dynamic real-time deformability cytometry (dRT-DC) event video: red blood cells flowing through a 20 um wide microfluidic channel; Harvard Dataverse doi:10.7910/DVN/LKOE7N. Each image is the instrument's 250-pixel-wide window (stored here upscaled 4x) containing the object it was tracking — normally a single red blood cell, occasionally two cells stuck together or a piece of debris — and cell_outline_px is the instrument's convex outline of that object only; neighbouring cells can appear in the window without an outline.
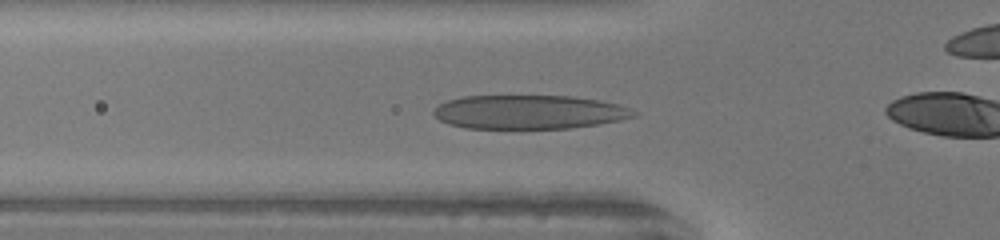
{"species": "human", "species_latin": "Homo sapiens", "temperature_condition": "warm", "stored_images_in_passage": 50, "camera_frame_rate_fps": 3000, "um_per_image_px": 0.085, "donor": {"sex": "female"}, "frame": {"image": 1, "passage_image": 16, "time_ms": 5.0, "image_size_px": [1000, 240], "cell_outline_px": [[636, 116], [620, 120], [596, 124], [568, 128], [468, 128], [448, 124], [440, 120], [432, 112], [440, 104], [448, 100], [464, 96], [572, 96], [600, 100], [616, 104], [628, 108], [636, 112]], "centroid_in_image_um": [44.96, 9.52], "position_along_channel_um": 80.8, "area_um2": 39.19}}
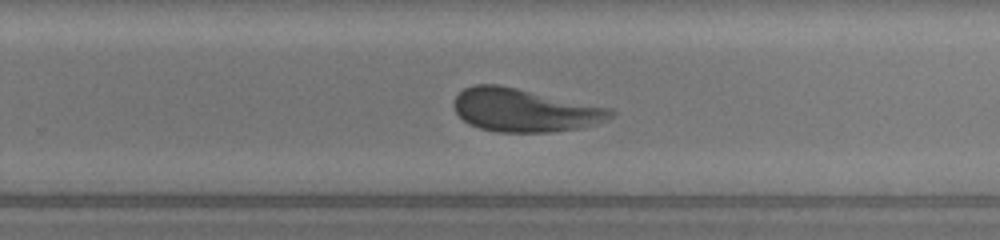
{"frame": {"image": 2, "passage_image": 31, "time_ms": 10.0, "image_size_px": [1000, 240], "cell_outline_px": [[616, 112], [608, 120], [584, 128], [548, 132], [500, 132], [480, 128], [468, 124], [456, 112], [452, 104], [456, 96], [464, 88], [476, 84], [496, 84], [516, 88], [612, 108]], "centroid_in_image_um": [44.61, 9.37], "position_along_channel_um": 285.2, "area_um2": 39.48}}
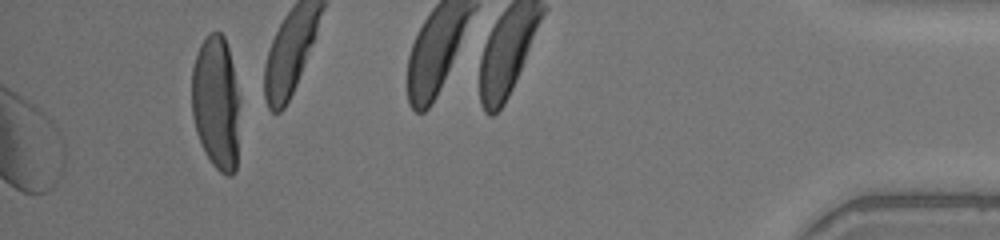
{"frame": {"image": 3, "passage_image": 50, "time_ms": 16.333, "image_size_px": [1000, 240], "cell_outline_px": [[240, 104], [236, 172], [232, 176], [228, 176], [220, 172], [212, 164], [204, 152], [200, 144], [196, 132], [192, 116], [192, 68], [196, 52], [200, 44], [208, 32], [220, 32], [224, 36], [228, 48], [232, 64], [240, 100]], "centroid_in_image_um": [18.37, 8.76], "position_along_channel_um": 416.8, "area_um2": 38.21}, "authors_computed_cell_mechanics": {"area_um2": 39.7664, "velocity_mm_per_s": 4.0948, "shape_relaxation_time_tau1_ms": 2.1341, "shape_relaxation_time_tau2_ms": 1.2698, "deformation_change_tau1": 0.1365, "deformation_change_tau2": 0.086}}